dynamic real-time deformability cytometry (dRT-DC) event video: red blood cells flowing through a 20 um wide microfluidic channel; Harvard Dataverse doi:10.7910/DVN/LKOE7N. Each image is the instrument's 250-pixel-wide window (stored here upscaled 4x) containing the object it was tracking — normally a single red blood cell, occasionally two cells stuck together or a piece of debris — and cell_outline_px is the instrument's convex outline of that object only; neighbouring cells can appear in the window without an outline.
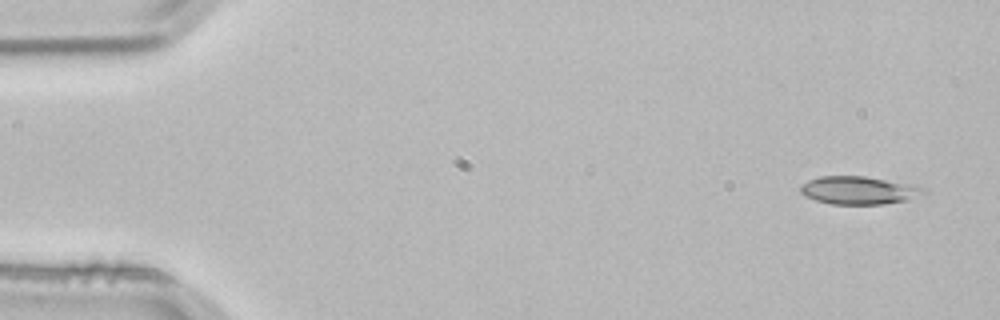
{"species": "common noctule bat (a hibernating species)", "species_latin": "Nyctalus noctula", "temperature_condition": "room temperature", "stored_images_in_passage": 3, "camera_frame_rate_fps": 3000, "um_per_image_px": 0.085, "animal": {"sex": "male", "body_mass_g": 21.5, "forearm_length_mm": 52.0}, "frame": {"image": 1, "passage_image": 1, "time_ms": 0.0, "image_size_px": [1000, 320], "cell_outline_px": [[924, 192], [908, 200], [884, 204], [832, 204], [816, 200], [804, 196], [800, 192], [800, 184], [808, 180], [820, 176], [864, 176], [912, 184], [920, 188]], "centroid_in_image_um": [72.91, 16.17], "position_along_channel_um": 12.1, "area_um2": 19.88}}
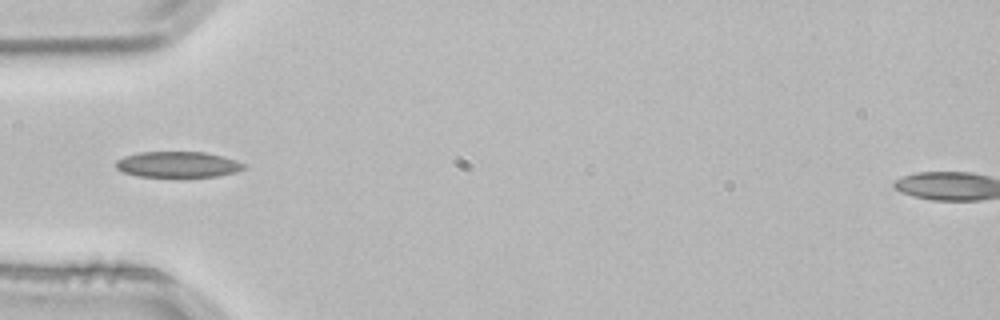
{"frame": {"image": 2, "passage_image": 3, "time_ms": 0.667, "image_size_px": [1000, 320], "cell_outline_px": [[248, 168], [236, 172], [216, 176], [136, 176], [124, 172], [116, 168], [116, 160], [124, 156], [140, 152], [204, 152], [224, 156], [248, 164]], "centroid_in_image_um": [15.17, 13.97], "position_along_channel_um": 69.8, "area_um2": 19.31}}